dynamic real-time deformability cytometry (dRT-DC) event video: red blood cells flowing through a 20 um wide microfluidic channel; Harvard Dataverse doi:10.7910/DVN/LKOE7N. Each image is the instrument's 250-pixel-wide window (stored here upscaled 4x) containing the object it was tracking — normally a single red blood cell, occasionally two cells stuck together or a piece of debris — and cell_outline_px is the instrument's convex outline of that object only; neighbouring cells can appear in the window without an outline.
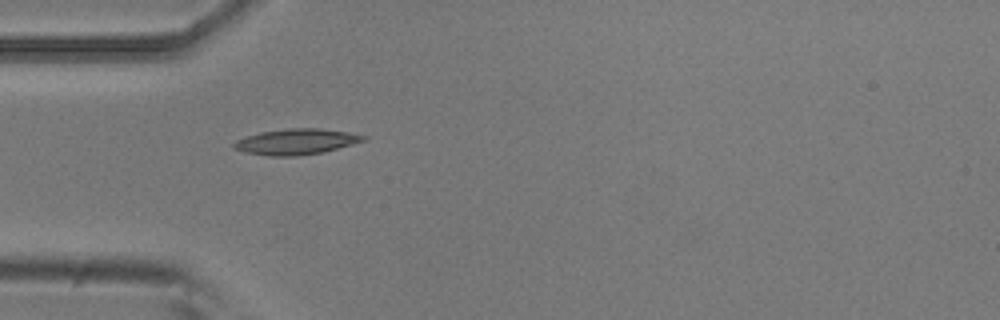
{"species": "common noctule bat (a hibernating species)", "species_latin": "Nyctalus noctula", "temperature_condition": "room temperature", "stored_images_in_passage": 6, "camera_frame_rate_fps": 3000, "um_per_image_px": 0.085, "animal": {"sex": "male", "body_mass_g": 20.5, "forearm_length_mm": 52.5}, "frame": {"image": 1, "passage_image": 5, "time_ms": 1.333, "image_size_px": [1000, 320], "cell_outline_px": [[368, 140], [324, 152], [296, 156], [268, 156], [244, 152], [232, 148], [232, 144], [236, 140], [260, 132], [288, 128], [320, 128], [348, 132], [368, 136]], "centroid_in_image_um": [25.2, 12.04], "position_along_channel_um": 59.8, "area_um2": 19.59}}
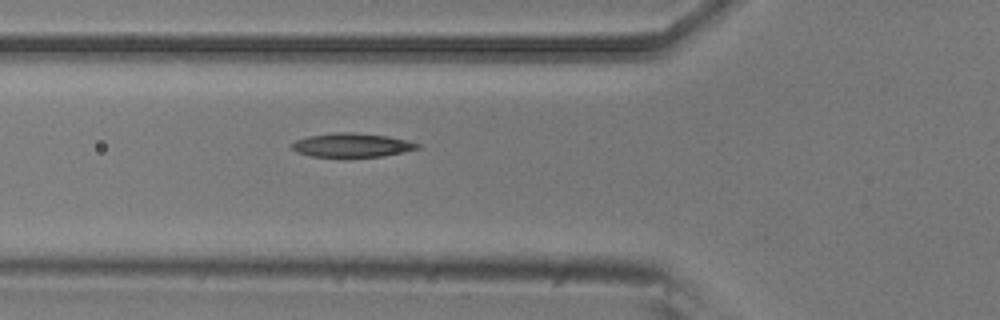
{"frame": {"image": 2, "passage_image": 6, "time_ms": 1.667, "image_size_px": [1000, 320], "cell_outline_px": [[420, 148], [404, 152], [380, 156], [308, 156], [296, 152], [292, 148], [292, 144], [296, 140], [308, 136], [336, 132], [352, 132], [388, 136], [420, 144]], "centroid_in_image_um": [29.89, 12.33], "position_along_channel_um": 95.9, "area_um2": 17.22}}